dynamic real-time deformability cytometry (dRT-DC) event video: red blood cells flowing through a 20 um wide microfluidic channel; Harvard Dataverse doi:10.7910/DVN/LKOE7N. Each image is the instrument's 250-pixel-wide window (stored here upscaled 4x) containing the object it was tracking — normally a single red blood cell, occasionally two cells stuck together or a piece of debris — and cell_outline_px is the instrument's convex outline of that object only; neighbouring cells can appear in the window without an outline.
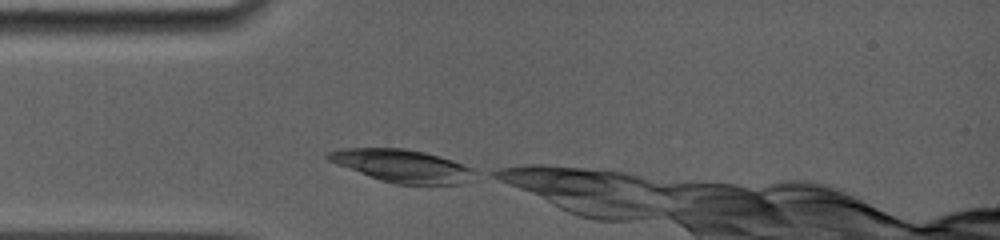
{"species": "common noctule bat (a hibernating species)", "species_latin": "Nyctalus noctula", "temperature_condition": "room temperature", "stored_images_in_passage": 7, "camera_frame_rate_fps": 5000, "um_per_image_px": 0.085, "animal": {"sex": "female", "body_mass_g": 19.0, "forearm_length_mm": 56.7}, "frame": {"image": 1, "passage_image": 1, "time_ms": 0.0, "image_size_px": [1000, 240], "cell_outline_px": [[484, 176], [476, 180], [460, 184], [396, 184], [380, 180], [336, 164], [328, 160], [324, 156], [328, 152], [340, 148], [404, 148], [424, 152], [452, 160], [472, 168], [480, 172]], "centroid_in_image_um": [34.29, 14.11], "position_along_channel_um": 50.7, "area_um2": 28.38}}
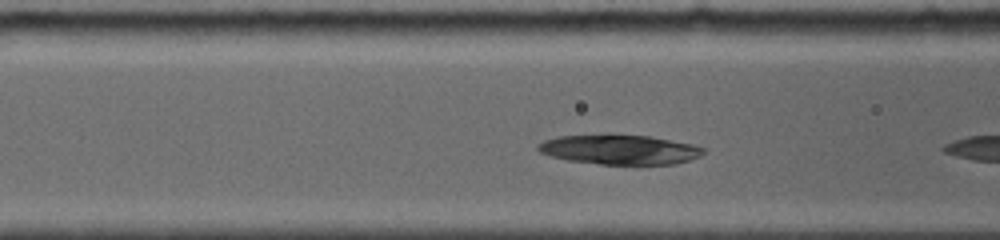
{"frame": {"image": 2, "passage_image": 6, "time_ms": 1.8, "image_size_px": [1000, 240], "cell_outline_px": [[704, 152], [700, 156], [676, 164], [600, 164], [568, 160], [552, 156], [540, 152], [536, 148], [536, 144], [544, 140], [560, 136], [648, 136], [692, 144], [704, 148]], "centroid_in_image_um": [52.67, 12.73], "position_along_channel_um": 113.9, "area_um2": 27.86}}